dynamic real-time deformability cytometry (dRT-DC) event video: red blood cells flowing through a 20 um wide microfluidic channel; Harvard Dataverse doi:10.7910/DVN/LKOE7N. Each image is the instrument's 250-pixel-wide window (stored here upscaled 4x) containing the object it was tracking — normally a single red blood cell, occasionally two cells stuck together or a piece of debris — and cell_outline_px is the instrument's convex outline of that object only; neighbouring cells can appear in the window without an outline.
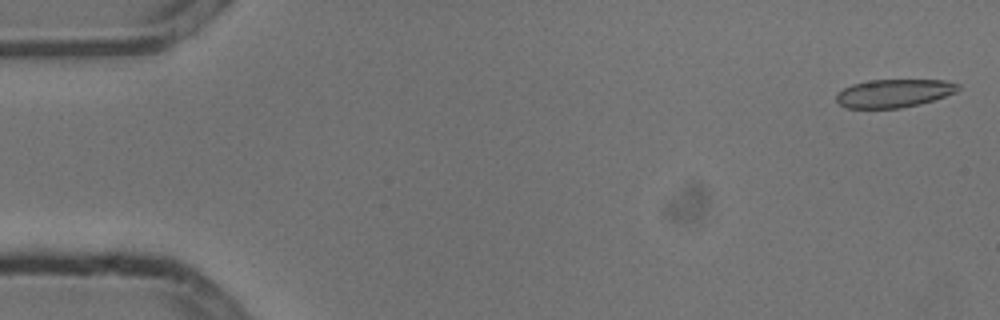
{"species": "common noctule bat (a hibernating species)", "species_latin": "Nyctalus noctula", "temperature_condition": "cold", "stored_images_in_passage": 5, "camera_frame_rate_fps": 3000, "um_per_image_px": 0.085, "animal": {"sex": "male", "body_mass_g": 13.3}, "frame": {"image": 1, "passage_image": 1, "time_ms": 0.0, "image_size_px": [1000, 320], "cell_outline_px": [[960, 88], [956, 92], [920, 104], [900, 108], [848, 108], [840, 104], [836, 100], [836, 96], [844, 88], [852, 84], [872, 80], [944, 80], [960, 84]], "centroid_in_image_um": [76.0, 7.92], "position_along_channel_um": 9.0, "area_um2": 19.83}}
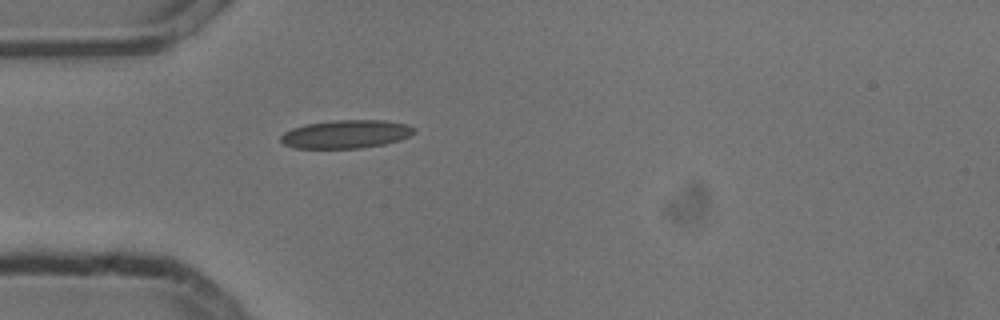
{"frame": {"image": 2, "passage_image": 5, "time_ms": 1.333, "image_size_px": [1000, 320], "cell_outline_px": [[416, 132], [400, 140], [384, 144], [360, 148], [296, 148], [284, 144], [280, 140], [280, 136], [284, 132], [292, 128], [304, 124], [332, 120], [384, 120], [408, 124], [416, 128]], "centroid_in_image_um": [29.42, 11.39], "position_along_channel_um": 55.6, "area_um2": 22.14}}